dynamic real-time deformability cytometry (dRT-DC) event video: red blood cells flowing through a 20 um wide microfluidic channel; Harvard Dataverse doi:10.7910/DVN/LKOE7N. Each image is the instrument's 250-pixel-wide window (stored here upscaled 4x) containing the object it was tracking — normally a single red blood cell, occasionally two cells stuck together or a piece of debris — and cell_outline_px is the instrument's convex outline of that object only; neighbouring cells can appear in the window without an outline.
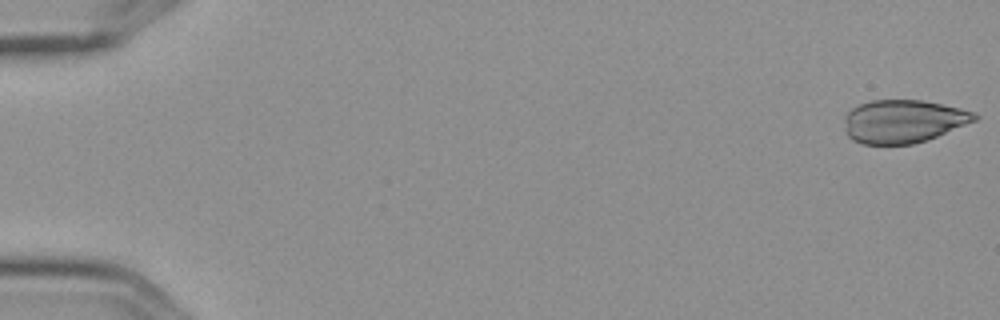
{"species": "Egyptian fruit bat (a non-hibernating species)", "species_latin": "Rousettus aegyptiacus", "temperature_condition": "cold", "stored_images_in_passage": 4, "camera_frame_rate_fps": 3000, "um_per_image_px": 0.085, "frame": {"image": 1, "passage_image": 1, "time_ms": 0.0, "image_size_px": [1000, 320], "cell_outline_px": [[980, 116], [976, 120], [928, 140], [912, 144], [860, 144], [852, 140], [848, 136], [844, 120], [844, 116], [852, 108], [860, 104], [872, 100], [920, 100], [960, 108], [976, 112]], "centroid_in_image_um": [76.78, 10.31], "position_along_channel_um": 8.2, "area_um2": 32.71}}